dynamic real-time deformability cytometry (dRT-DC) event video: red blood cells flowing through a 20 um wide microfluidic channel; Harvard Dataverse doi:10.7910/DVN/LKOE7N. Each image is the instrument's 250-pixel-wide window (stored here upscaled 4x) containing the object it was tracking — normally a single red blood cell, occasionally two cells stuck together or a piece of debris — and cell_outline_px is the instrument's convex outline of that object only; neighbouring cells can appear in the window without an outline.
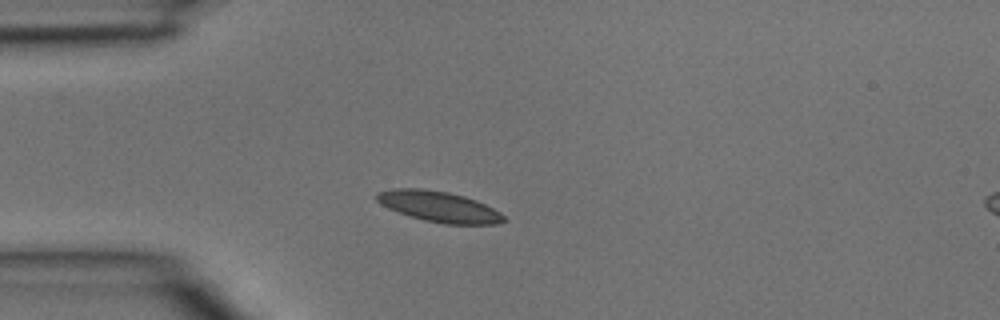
{"species": "common noctule bat (a hibernating species)", "species_latin": "Nyctalus noctula", "temperature_condition": "room temperature", "stored_images_in_passage": 1, "camera_frame_rate_fps": 3000, "um_per_image_px": 0.085, "animal": {"sex": "male", "body_mass_g": 15.6}, "frame": {"image": 1, "passage_image": 1, "time_ms": 0.0, "image_size_px": [1000, 320], "cell_outline_px": [[508, 220], [496, 224], [444, 224], [424, 220], [388, 208], [380, 204], [376, 200], [376, 192], [392, 188], [420, 188], [448, 192], [464, 196], [476, 200], [500, 212]], "centroid_in_image_um": [37.3, 17.55], "position_along_channel_um": 47.7, "area_um2": 22.66}}